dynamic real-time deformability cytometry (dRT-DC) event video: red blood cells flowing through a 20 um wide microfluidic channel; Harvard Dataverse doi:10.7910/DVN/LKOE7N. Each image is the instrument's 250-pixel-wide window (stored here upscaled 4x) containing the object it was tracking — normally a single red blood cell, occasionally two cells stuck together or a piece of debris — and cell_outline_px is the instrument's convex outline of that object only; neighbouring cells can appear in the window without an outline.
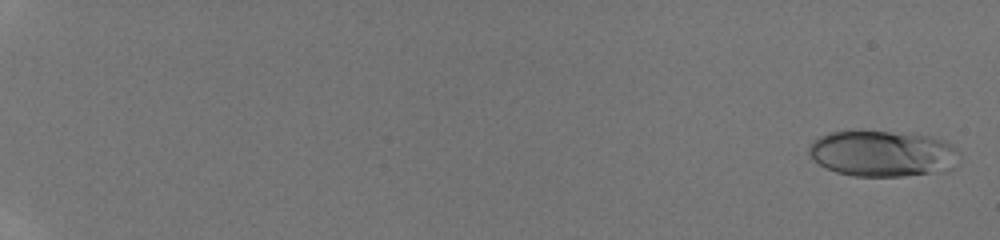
{"species": "human", "species_latin": "Homo sapiens", "temperature_condition": "room temperature", "stored_images_in_passage": 11, "camera_frame_rate_fps": 3000, "um_per_image_px": 0.085, "donor": {"sex": "male"}, "frame": {"image": 1, "passage_image": 1, "time_ms": 0.0, "image_size_px": [1000, 240], "cell_outline_px": [[952, 168], [948, 172], [904, 176], [852, 176], [836, 172], [820, 164], [808, 152], [808, 148], [820, 136], [832, 132], [888, 132], [932, 136], [952, 144]], "centroid_in_image_um": [74.99, 13.08], "position_along_channel_um": 10.0, "area_um2": 39.42}}
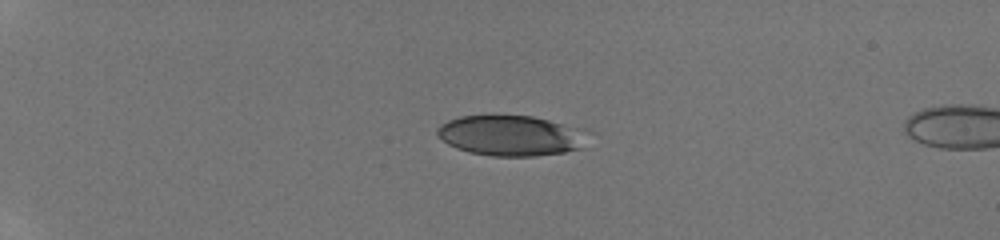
{"frame": {"image": 2, "passage_image": 8, "time_ms": 4.667, "image_size_px": [1000, 240], "cell_outline_px": [[596, 132], [580, 148], [564, 152], [536, 156], [492, 156], [468, 152], [456, 148], [448, 144], [436, 132], [436, 128], [440, 124], [448, 120], [460, 116], [532, 116], [588, 128]], "centroid_in_image_um": [43.56, 11.52], "position_along_channel_um": 41.4, "area_um2": 36.24}}